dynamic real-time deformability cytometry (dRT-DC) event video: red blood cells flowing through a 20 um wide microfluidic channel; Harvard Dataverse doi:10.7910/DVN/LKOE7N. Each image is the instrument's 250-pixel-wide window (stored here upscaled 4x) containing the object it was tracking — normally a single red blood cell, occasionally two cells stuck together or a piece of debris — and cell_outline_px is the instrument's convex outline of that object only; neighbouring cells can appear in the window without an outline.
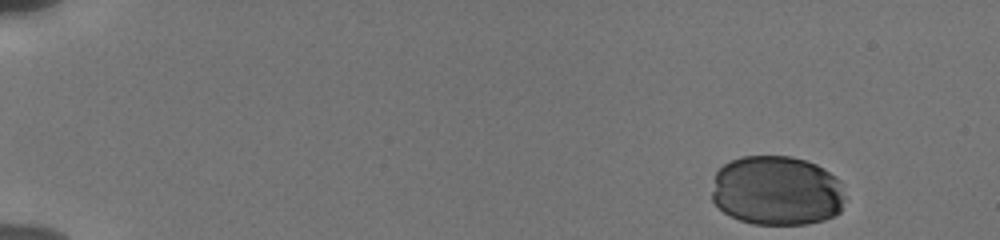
{"species": "human", "species_latin": "Homo sapiens", "temperature_condition": "cold", "stored_images_in_passage": 44, "camera_frame_rate_fps": 3000, "um_per_image_px": 0.085, "donor": {"sex": "male"}, "frame": {"image": 1, "passage_image": 1, "time_ms": 0.0, "image_size_px": [1000, 240], "cell_outline_px": [[844, 196], [840, 212], [824, 220], [808, 224], [752, 224], [740, 220], [724, 212], [712, 200], [712, 192], [716, 172], [724, 164], [740, 156], [792, 156], [816, 164], [824, 168], [836, 176], [840, 180]], "centroid_in_image_um": [66.04, 16.2], "position_along_channel_um": 19.0, "area_um2": 54.33}}
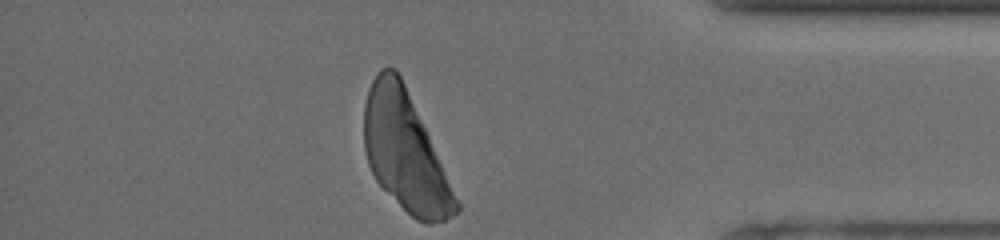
{"frame": {"image": 2, "passage_image": 44, "time_ms": 14.333, "image_size_px": [1000, 240], "cell_outline_px": [[460, 212], [444, 220], [432, 224], [428, 224], [416, 220], [376, 180], [368, 164], [364, 148], [364, 104], [368, 88], [376, 72], [380, 68], [396, 68], [404, 84], [460, 204]], "centroid_in_image_um": [34.4, 12.89], "position_along_channel_um": 400.8, "area_um2": 62.25}}